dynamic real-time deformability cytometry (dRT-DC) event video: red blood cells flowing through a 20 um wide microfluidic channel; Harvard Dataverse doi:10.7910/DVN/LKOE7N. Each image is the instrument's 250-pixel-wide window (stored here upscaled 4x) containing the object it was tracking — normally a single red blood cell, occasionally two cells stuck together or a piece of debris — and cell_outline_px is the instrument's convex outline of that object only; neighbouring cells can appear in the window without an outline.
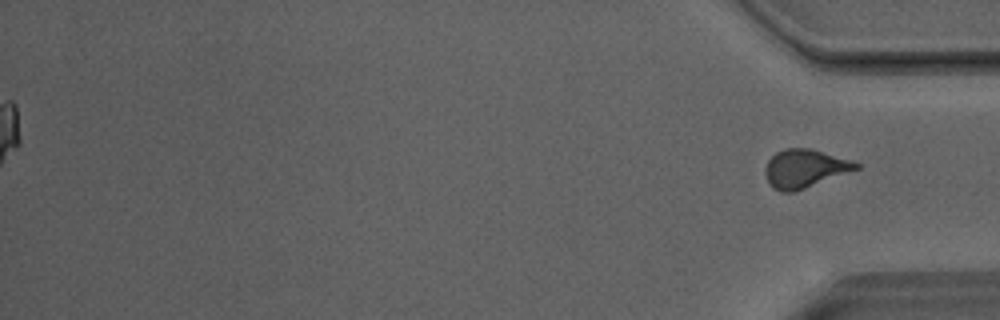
{"species": "Egyptian fruit bat (a non-hibernating species)", "species_latin": "Rousettus aegyptiacus", "temperature_condition": "room temperature", "stored_images_in_passage": 51, "segment_of_instrument_passage": [2, 2], "camera_frame_rate_fps": 3000, "um_per_image_px": 0.085, "animal": {"sex": "male"}, "frame": {"image": 1, "passage_image": 51, "time_ms": 16.667, "image_size_px": [1000, 320], "cell_outline_px": [[860, 168], [804, 188], [792, 192], [780, 192], [772, 188], [768, 184], [764, 172], [764, 168], [768, 160], [776, 152], [784, 148], [812, 148], [852, 160], [860, 164]], "centroid_in_image_um": [68.37, 14.31], "position_along_channel_um": 366.8, "area_um2": 20.4}}